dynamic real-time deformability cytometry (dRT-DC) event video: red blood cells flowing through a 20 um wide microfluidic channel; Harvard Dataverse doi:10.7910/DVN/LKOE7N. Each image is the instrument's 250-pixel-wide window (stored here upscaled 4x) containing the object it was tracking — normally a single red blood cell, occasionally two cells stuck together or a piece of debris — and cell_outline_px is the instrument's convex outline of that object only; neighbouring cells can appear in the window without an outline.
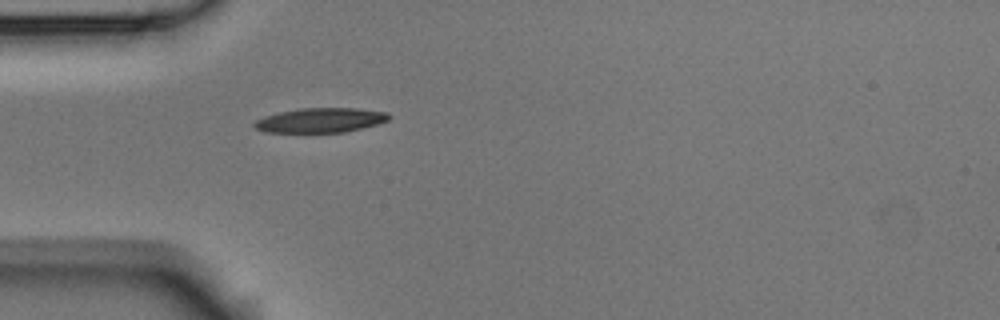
{"species": "Egyptian fruit bat (a non-hibernating species)", "species_latin": "Rousettus aegyptiacus", "temperature_condition": "room temperature", "stored_images_in_passage": 2, "camera_frame_rate_fps": 3000, "um_per_image_px": 0.085, "animal": {"sex": "male"}, "frame": {"image": 1, "passage_image": 2, "time_ms": 0.333, "image_size_px": [1000, 320], "cell_outline_px": [[392, 116], [388, 120], [376, 124], [344, 132], [264, 132], [256, 128], [252, 124], [256, 120], [264, 116], [280, 112], [300, 108], [356, 108], [388, 112]], "centroid_in_image_um": [27.24, 10.21], "position_along_channel_um": 57.8, "area_um2": 19.19}}